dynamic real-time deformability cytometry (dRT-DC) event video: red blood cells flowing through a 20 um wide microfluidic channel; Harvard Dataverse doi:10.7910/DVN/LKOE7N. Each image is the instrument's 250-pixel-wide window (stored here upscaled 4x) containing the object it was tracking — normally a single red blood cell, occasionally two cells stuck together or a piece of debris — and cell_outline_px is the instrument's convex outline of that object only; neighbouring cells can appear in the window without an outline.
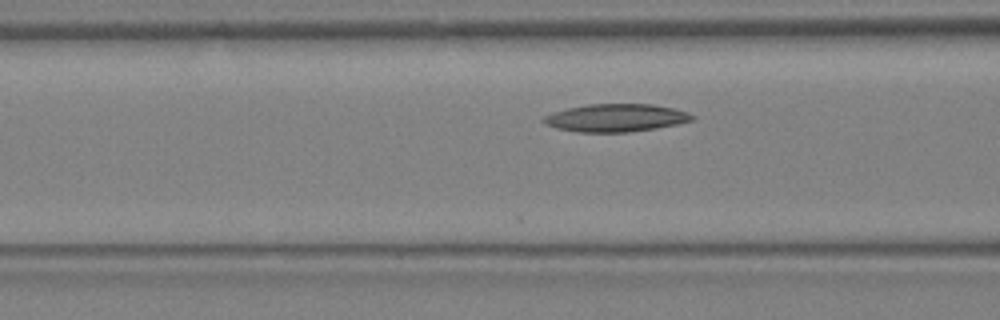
{"species": "Egyptian fruit bat (a non-hibernating species)", "species_latin": "Rousettus aegyptiacus", "temperature_condition": "warm", "stored_images_in_passage": 11, "camera_frame_rate_fps": 3000, "um_per_image_px": 0.085, "animal": {"sex": "female"}, "frame": {"image": 1, "passage_image": 8, "time_ms": 2.333, "image_size_px": [1000, 320], "cell_outline_px": [[696, 120], [656, 128], [628, 132], [576, 132], [556, 128], [544, 124], [540, 120], [544, 116], [552, 112], [568, 108], [588, 104], [652, 104], [672, 108], [688, 112], [696, 116]], "centroid_in_image_um": [52.34, 10.02], "position_along_channel_um": 114.3, "area_um2": 24.22}}
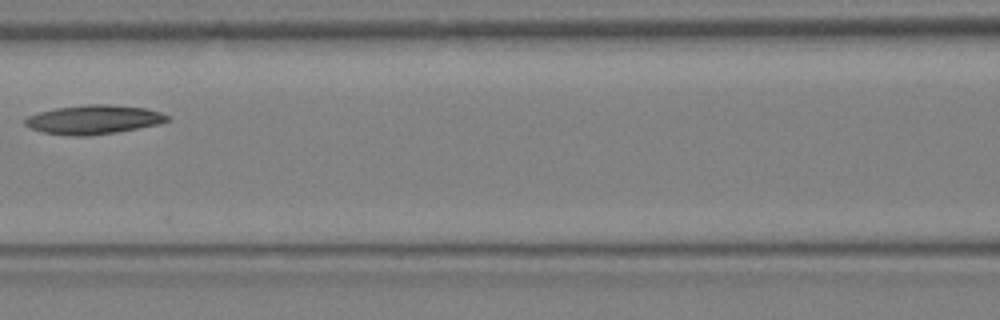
{"frame": {"image": 2, "passage_image": 10, "time_ms": 3.0, "image_size_px": [1000, 320], "cell_outline_px": [[172, 116], [168, 120], [160, 124], [116, 132], [88, 136], [76, 136], [40, 132], [24, 124], [24, 120], [28, 116], [40, 112], [56, 108], [88, 104], [108, 104], [144, 108], [160, 112]], "centroid_in_image_um": [7.98, 10.16], "position_along_channel_um": 158.6, "area_um2": 23.99}}